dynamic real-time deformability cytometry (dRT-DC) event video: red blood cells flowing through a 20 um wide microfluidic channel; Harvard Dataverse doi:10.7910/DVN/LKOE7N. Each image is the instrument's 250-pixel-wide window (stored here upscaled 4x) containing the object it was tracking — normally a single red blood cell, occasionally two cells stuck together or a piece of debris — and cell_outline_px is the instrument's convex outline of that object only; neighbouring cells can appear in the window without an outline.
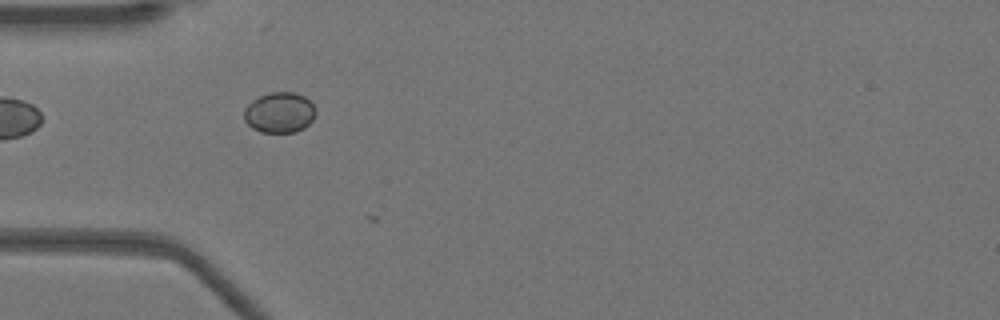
{"species": "Egyptian fruit bat (a non-hibernating species)", "species_latin": "Rousettus aegyptiacus", "temperature_condition": "warm", "stored_images_in_passage": 9, "camera_frame_rate_fps": 3000, "um_per_image_px": 0.085, "animal": {"sex": "female"}, "frame": {"image": 1, "passage_image": 2, "time_ms": 0.333, "image_size_px": [1000, 320], "cell_outline_px": [[316, 112], [312, 120], [304, 128], [296, 132], [260, 132], [252, 128], [244, 120], [244, 108], [252, 100], [260, 96], [272, 92], [296, 92], [304, 96], [316, 108]], "centroid_in_image_um": [23.75, 9.57], "position_along_channel_um": 61.2, "area_um2": 16.99}}